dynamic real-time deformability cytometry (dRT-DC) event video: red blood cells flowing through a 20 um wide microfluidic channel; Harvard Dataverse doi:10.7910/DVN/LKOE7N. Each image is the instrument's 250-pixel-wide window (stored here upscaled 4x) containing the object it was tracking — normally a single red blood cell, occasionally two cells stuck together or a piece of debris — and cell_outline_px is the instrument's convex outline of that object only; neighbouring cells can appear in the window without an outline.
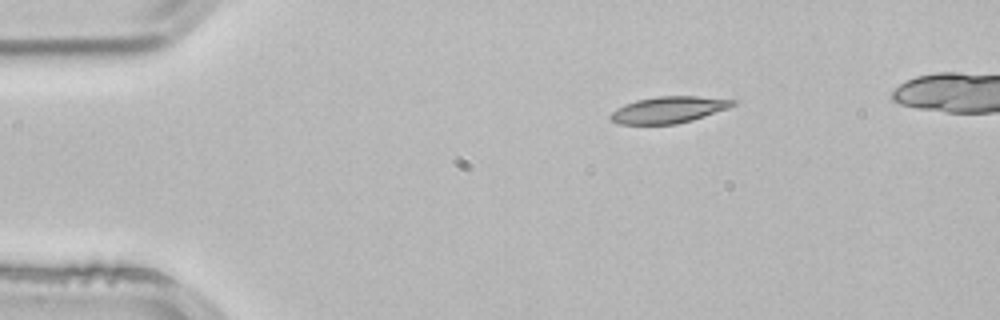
{"species": "common noctule bat (a hibernating species)", "species_latin": "Nyctalus noctula", "temperature_condition": "room temperature", "stored_images_in_passage": 3, "camera_frame_rate_fps": 3000, "um_per_image_px": 0.085, "animal": {"sex": "male", "body_mass_g": 21.5, "forearm_length_mm": 52.0}, "frame": {"image": 1, "passage_image": 1, "time_ms": 0.0, "image_size_px": [1000, 320], "cell_outline_px": [[736, 104], [728, 108], [692, 120], [676, 124], [616, 124], [608, 116], [616, 108], [624, 104], [636, 100], [656, 96], [696, 96], [736, 100]], "centroid_in_image_um": [56.79, 9.33], "position_along_channel_um": 28.2, "area_um2": 18.9}}